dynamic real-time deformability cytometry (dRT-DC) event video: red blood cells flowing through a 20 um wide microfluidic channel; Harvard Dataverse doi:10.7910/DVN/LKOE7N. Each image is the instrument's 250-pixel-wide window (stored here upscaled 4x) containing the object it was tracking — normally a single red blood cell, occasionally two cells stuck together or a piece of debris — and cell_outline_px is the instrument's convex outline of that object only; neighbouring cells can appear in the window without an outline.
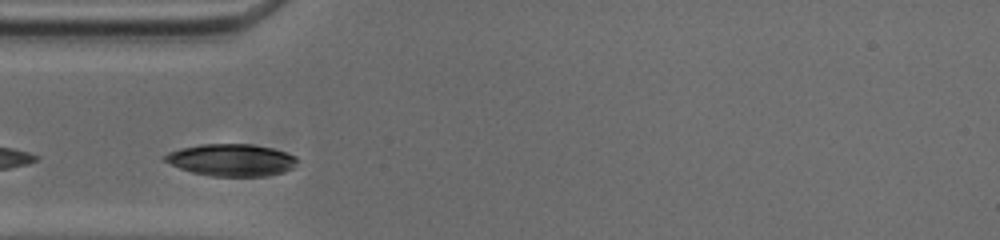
{"species": "common noctule bat (a hibernating species)", "species_latin": "Nyctalus noctula", "temperature_condition": "cold", "stored_images_in_passage": 33, "camera_frame_rate_fps": 3000, "um_per_image_px": 0.085, "animal": {"sex": "male", "body_mass_g": 20.0, "forearm_length_mm": 53.3}, "frame": {"image": 1, "passage_image": 6, "time_ms": 1.667, "image_size_px": [1000, 240], "cell_outline_px": [[300, 160], [296, 168], [284, 172], [264, 176], [208, 176], [192, 172], [180, 168], [164, 160], [160, 156], [168, 152], [180, 148], [200, 144], [252, 144], [272, 148], [296, 156]], "centroid_in_image_um": [19.7, 13.6], "position_along_channel_um": 65.3, "area_um2": 25.09}}
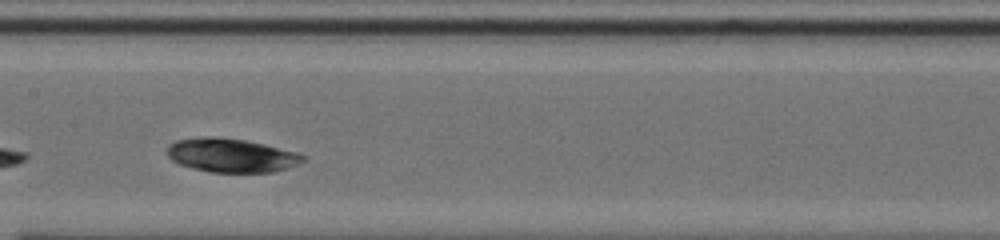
{"frame": {"image": 2, "passage_image": 16, "time_ms": 5.0, "image_size_px": [1000, 240], "cell_outline_px": [[308, 160], [300, 164], [288, 168], [272, 172], [212, 172], [192, 168], [180, 164], [172, 160], [168, 156], [168, 144], [176, 140], [212, 136], [248, 140], [296, 152], [308, 156]], "centroid_in_image_um": [19.72, 13.2], "position_along_channel_um": 187.7, "area_um2": 26.88}}
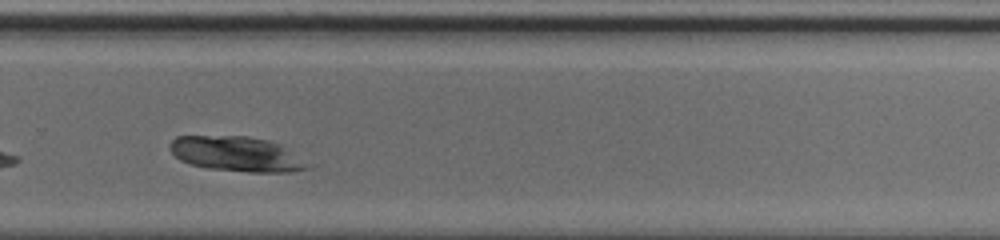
{"frame": {"image": 3, "passage_image": 26, "time_ms": 8.333, "image_size_px": [1000, 240], "cell_outline_px": [[316, 164], [308, 168], [292, 172], [248, 172], [208, 168], [188, 164], [180, 160], [168, 148], [168, 144], [176, 136], [248, 136], [268, 140], [280, 144]], "centroid_in_image_um": [20.18, 13.09], "position_along_channel_um": 309.6, "area_um2": 28.61}}